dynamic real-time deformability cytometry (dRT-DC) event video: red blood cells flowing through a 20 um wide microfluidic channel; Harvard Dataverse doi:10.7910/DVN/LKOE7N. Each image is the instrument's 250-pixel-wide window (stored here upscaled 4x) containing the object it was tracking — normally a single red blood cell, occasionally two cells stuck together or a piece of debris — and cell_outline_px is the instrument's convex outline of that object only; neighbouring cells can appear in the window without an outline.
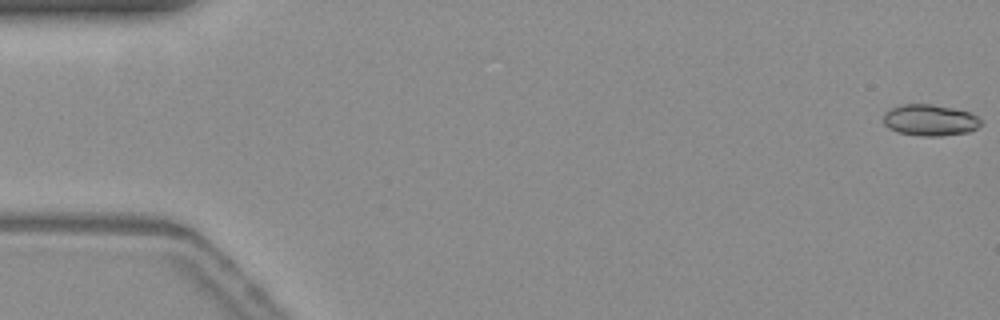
{"species": "common noctule bat (a hibernating species)", "species_latin": "Nyctalus noctula", "temperature_condition": "warm", "stored_images_in_passage": 56, "camera_frame_rate_fps": 3000, "um_per_image_px": 0.085, "animal": {"sex": "female", "body_mass_g": 19.3, "forearm_length_mm": 54.1}, "frame": {"image": 1, "passage_image": 1, "time_ms": 0.0, "image_size_px": [1000, 320], "cell_outline_px": [[980, 124], [976, 128], [968, 132], [940, 136], [924, 136], [900, 132], [888, 128], [884, 124], [884, 116], [892, 108], [900, 104], [932, 104], [952, 108], [968, 112], [976, 116], [980, 120]], "centroid_in_image_um": [79.04, 10.21], "position_along_channel_um": 6.0, "area_um2": 17.46}}
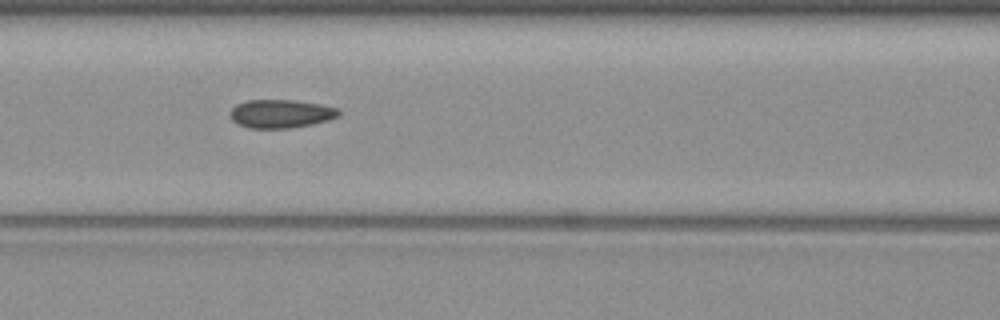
{"frame": {"image": 2, "passage_image": 24, "time_ms": 7.667, "image_size_px": [1000, 320], "cell_outline_px": [[340, 116], [328, 120], [312, 124], [288, 128], [248, 128], [232, 120], [228, 112], [236, 104], [248, 100], [292, 100], [320, 104], [336, 108], [340, 112]], "centroid_in_image_um": [23.85, 9.66], "position_along_channel_um": 142.8, "area_um2": 17.92}}
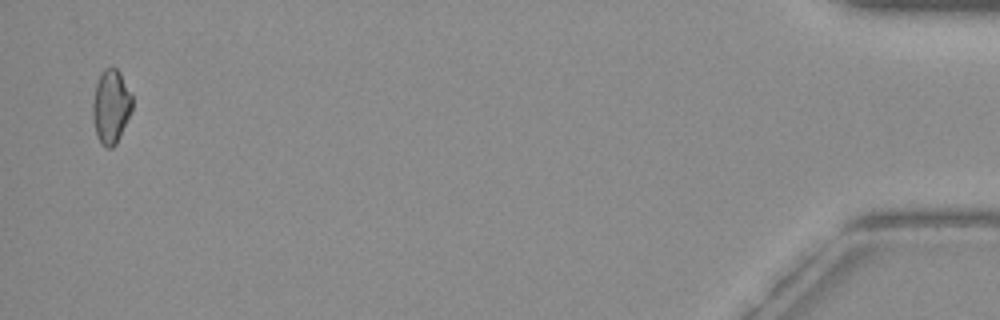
{"frame": {"image": 3, "passage_image": 54, "time_ms": 17.667, "image_size_px": [1000, 320], "cell_outline_px": [[132, 112], [116, 144], [112, 148], [104, 148], [96, 136], [92, 120], [92, 104], [96, 84], [104, 68], [116, 68], [120, 72], [132, 96]], "centroid_in_image_um": [9.42, 9.1], "position_along_channel_um": 425.8, "area_um2": 17.17}, "authors_computed_cell_mechanics": {"area_um2": 17.34, "velocity_mm_per_s": 3.7752, "shape_relaxation_time_tau1_ms": null, "shape_relaxation_time_tau2_ms": 2.1348, "deformation_change_tau1": null, "deformation_change_tau2": 0.071}}